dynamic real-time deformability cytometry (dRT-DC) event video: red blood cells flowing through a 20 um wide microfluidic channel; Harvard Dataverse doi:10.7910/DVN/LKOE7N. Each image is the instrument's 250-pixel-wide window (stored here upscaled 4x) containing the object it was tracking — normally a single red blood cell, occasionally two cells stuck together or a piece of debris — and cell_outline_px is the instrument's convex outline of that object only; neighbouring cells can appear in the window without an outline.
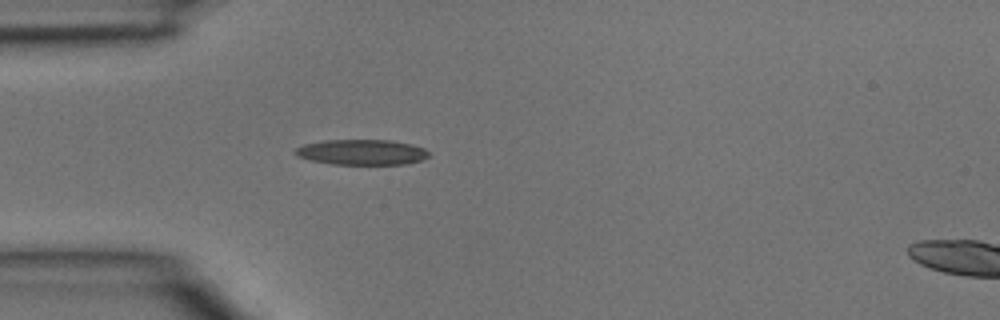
{"species": "common noctule bat (a hibernating species)", "species_latin": "Nyctalus noctula", "temperature_condition": "room temperature", "stored_images_in_passage": 3, "segment_of_instrument_passage": [1, 2], "camera_frame_rate_fps": 3000, "um_per_image_px": 0.085, "animal": {"sex": "male", "body_mass_g": 15.6}, "frame": {"image": 1, "passage_image": 2, "time_ms": 0.333, "image_size_px": [1000, 320], "cell_outline_px": [[432, 156], [420, 160], [404, 164], [332, 164], [312, 160], [296, 156], [292, 152], [296, 148], [304, 144], [324, 140], [392, 140], [412, 144], [424, 148]], "centroid_in_image_um": [30.75, 12.93], "position_along_channel_um": 54.2, "area_um2": 19.83}}